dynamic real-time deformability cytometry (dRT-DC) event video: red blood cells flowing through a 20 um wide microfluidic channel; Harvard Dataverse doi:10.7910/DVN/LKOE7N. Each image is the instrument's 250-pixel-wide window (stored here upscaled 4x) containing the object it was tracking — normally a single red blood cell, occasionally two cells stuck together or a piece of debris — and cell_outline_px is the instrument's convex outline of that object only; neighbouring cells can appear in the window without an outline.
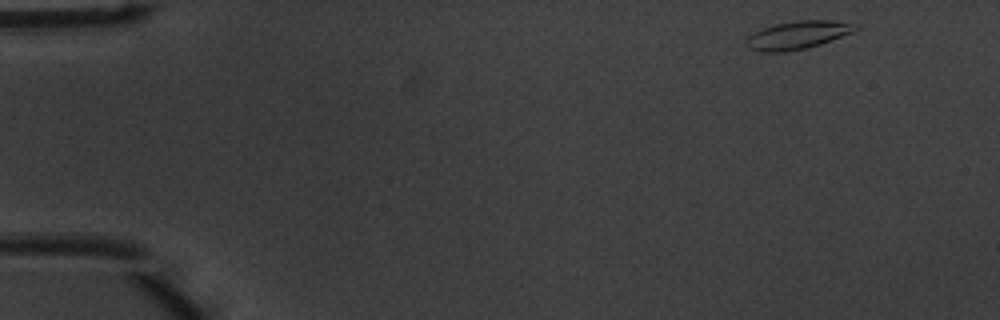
{"species": "common noctule bat (a hibernating species)", "species_latin": "Nyctalus noctula", "temperature_condition": "warm", "stored_images_in_passage": 47, "camera_frame_rate_fps": 3000, "um_per_image_px": 0.085, "animal": {"sex": "male", "body_mass_g": 20.1, "forearm_length_mm": 53.5}, "frame": {"image": 1, "passage_image": 1, "time_ms": 0.0, "image_size_px": [1000, 320], "cell_outline_px": [[860, 28], [852, 32], [820, 44], [804, 48], [784, 52], [764, 52], [748, 48], [748, 36], [764, 28], [776, 24], [796, 20], [836, 20], [860, 24]], "centroid_in_image_um": [67.88, 2.96], "position_along_channel_um": 17.1, "area_um2": 17.63}}
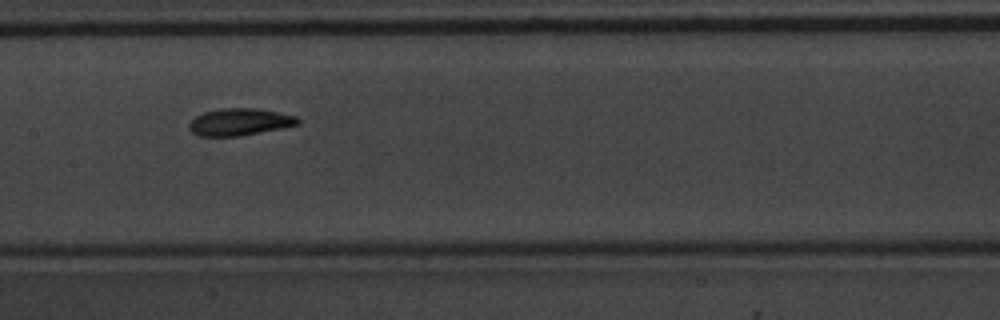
{"frame": {"image": 2, "passage_image": 22, "time_ms": 7.0, "image_size_px": [1000, 320], "cell_outline_px": [[300, 124], [240, 136], [196, 136], [188, 128], [188, 124], [196, 116], [204, 112], [224, 108], [256, 108], [296, 116], [300, 120]], "centroid_in_image_um": [20.34, 10.37], "position_along_channel_um": 187.1, "area_um2": 17.05}}
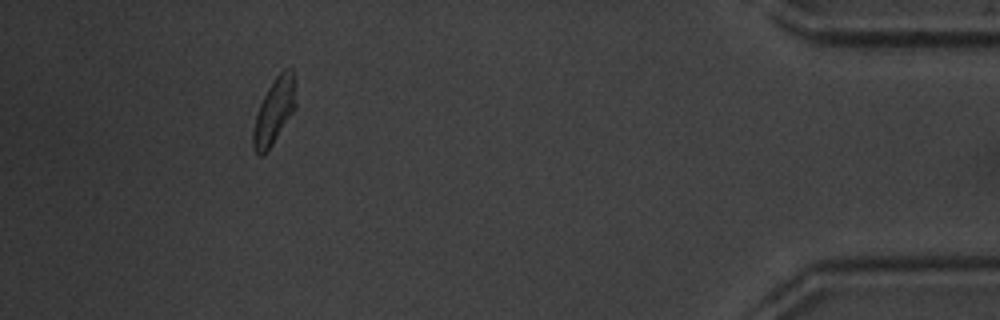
{"frame": {"image": 3, "passage_image": 43, "time_ms": 14.0, "image_size_px": [1000, 320], "cell_outline_px": [[296, 108], [264, 156], [256, 156], [252, 148], [252, 132], [256, 116], [260, 104], [268, 88], [276, 76], [284, 68], [292, 68], [296, 104]], "centroid_in_image_um": [23.28, 9.5], "position_along_channel_um": 411.9, "area_um2": 16.3}, "authors_computed_cell_mechanics": {"area_um2": 16.762, "velocity_mm_per_s": 4.0075, "shape_relaxation_time_tau1_ms": 3.5008, "shape_relaxation_time_tau2_ms": 2.0171, "deformation_change_tau1": 0.1285, "deformation_change_tau2": 0.0825}}